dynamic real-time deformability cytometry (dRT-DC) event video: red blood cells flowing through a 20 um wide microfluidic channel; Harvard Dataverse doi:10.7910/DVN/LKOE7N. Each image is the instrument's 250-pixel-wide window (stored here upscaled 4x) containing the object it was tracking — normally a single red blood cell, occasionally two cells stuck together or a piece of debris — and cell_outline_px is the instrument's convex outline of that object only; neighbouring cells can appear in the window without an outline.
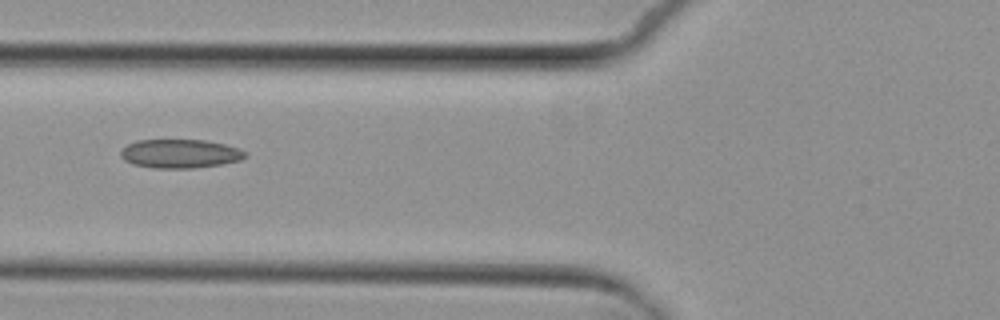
{"species": "common noctule bat (a hibernating species)", "species_latin": "Nyctalus noctula", "temperature_condition": "cold", "stored_images_in_passage": 9, "camera_frame_rate_fps": 3000, "um_per_image_px": 0.085, "animal": {"sex": "female", "body_mass_g": 29.2, "forearm_length_mm": 56.3}, "frame": {"image": 1, "passage_image": 6, "time_ms": 7.0, "image_size_px": [1000, 320], "cell_outline_px": [[248, 156], [240, 160], [220, 164], [192, 168], [152, 168], [132, 164], [124, 160], [120, 156], [120, 152], [128, 144], [136, 140], [204, 140], [224, 144], [248, 152]], "centroid_in_image_um": [15.29, 13.06], "position_along_channel_um": 110.5, "area_um2": 20.87}}
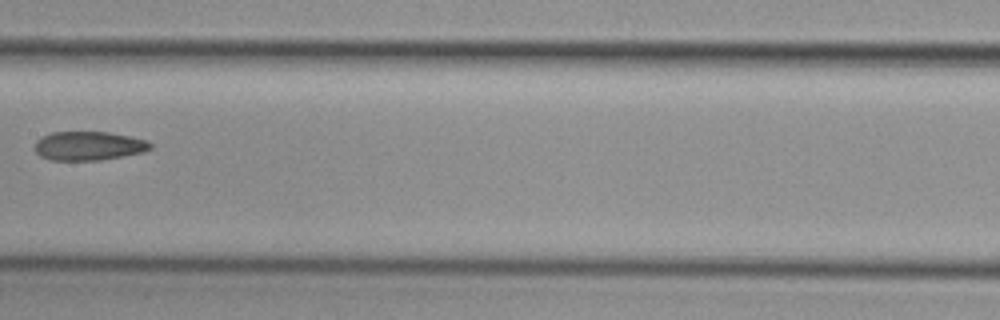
{"frame": {"image": 2, "passage_image": 8, "time_ms": 9.333, "image_size_px": [1000, 320], "cell_outline_px": [[152, 148], [144, 152], [124, 156], [100, 160], [48, 160], [40, 156], [32, 148], [36, 140], [40, 136], [52, 132], [108, 132], [132, 136], [148, 140], [152, 144]], "centroid_in_image_um": [7.52, 12.39], "position_along_channel_um": 199.9, "area_um2": 19.88}}
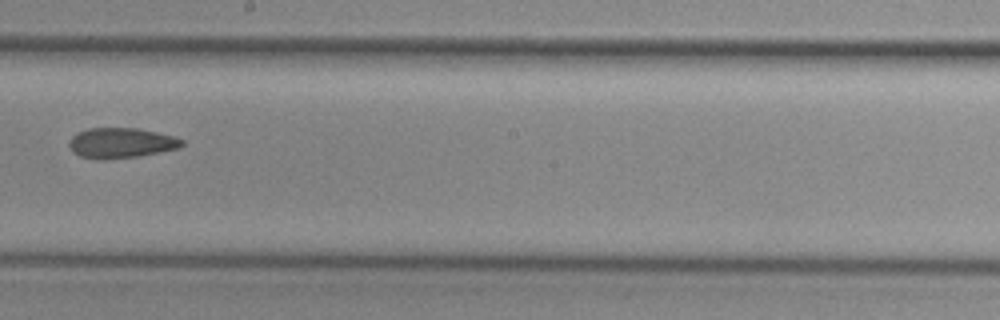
{"frame": {"image": 3, "passage_image": 9, "time_ms": 10.333, "image_size_px": [1000, 320], "cell_outline_px": [[184, 144], [180, 148], [140, 156], [100, 160], [96, 160], [80, 156], [72, 152], [68, 144], [68, 140], [76, 132], [88, 128], [140, 128], [172, 136], [184, 140]], "centroid_in_image_um": [10.26, 12.15], "position_along_channel_um": 237.9, "area_um2": 20.17}}